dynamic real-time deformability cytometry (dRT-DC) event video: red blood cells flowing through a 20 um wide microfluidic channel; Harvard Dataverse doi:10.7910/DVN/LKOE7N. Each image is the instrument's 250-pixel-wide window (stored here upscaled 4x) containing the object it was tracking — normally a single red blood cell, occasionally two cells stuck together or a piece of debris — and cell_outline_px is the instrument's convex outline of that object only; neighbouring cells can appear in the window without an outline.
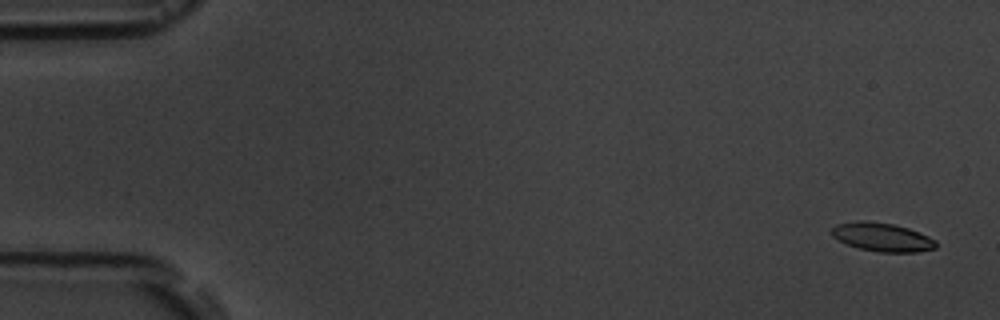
{"species": "common noctule bat (a hibernating species)", "species_latin": "Nyctalus noctula", "temperature_condition": "room temperature", "stored_images_in_passage": 5, "camera_frame_rate_fps": 3000, "um_per_image_px": 0.085, "animal": {"sex": "male", "body_mass_g": 19.5, "forearm_length_mm": 54.6}, "frame": {"image": 1, "passage_image": 1, "time_ms": 0.0, "image_size_px": [1000, 320], "cell_outline_px": [[936, 248], [916, 252], [880, 252], [860, 248], [848, 244], [832, 236], [832, 228], [836, 224], [856, 220], [864, 220], [892, 224], [908, 228], [928, 236], [936, 240]], "centroid_in_image_um": [74.99, 20.14], "position_along_channel_um": 10.0, "area_um2": 17.22}}
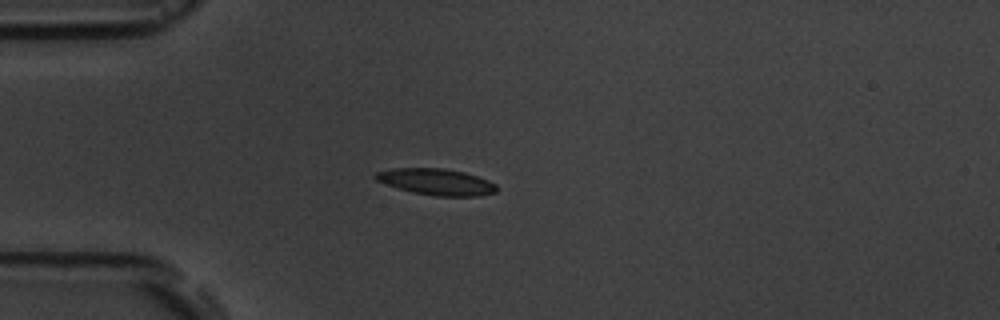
{"frame": {"image": 2, "passage_image": 5, "time_ms": 4.333, "image_size_px": [1000, 320], "cell_outline_px": [[496, 192], [480, 196], [436, 196], [412, 192], [376, 180], [372, 176], [376, 172], [392, 168], [440, 168], [464, 172], [488, 180], [496, 184]], "centroid_in_image_um": [37.09, 15.45], "position_along_channel_um": 47.9, "area_um2": 18.44}}